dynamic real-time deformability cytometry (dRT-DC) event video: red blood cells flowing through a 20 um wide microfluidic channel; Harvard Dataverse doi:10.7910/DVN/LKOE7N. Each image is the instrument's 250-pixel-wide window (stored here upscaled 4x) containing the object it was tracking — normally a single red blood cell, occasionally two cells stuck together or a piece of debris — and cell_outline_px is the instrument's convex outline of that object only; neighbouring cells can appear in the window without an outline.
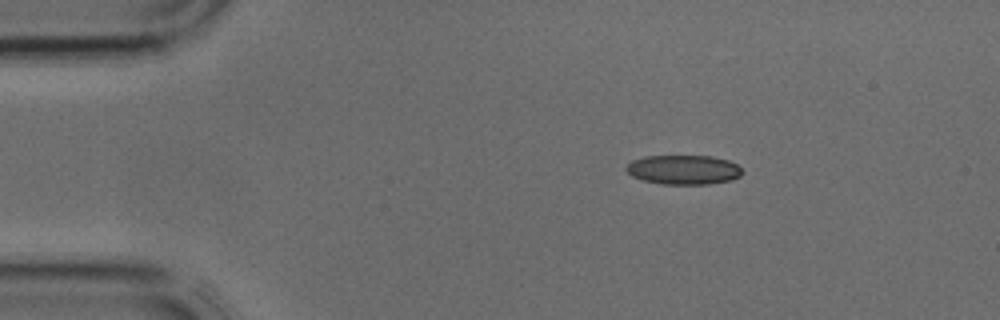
{"species": "common noctule bat (a hibernating species)", "species_latin": "Nyctalus noctula", "temperature_condition": "cold", "stored_images_in_passage": 2, "camera_frame_rate_fps": 3000, "um_per_image_px": 0.085, "animal": {"sex": "male", "body_mass_g": 17.9, "forearm_length_mm": 54.2}, "frame": {"image": 1, "passage_image": 1, "time_ms": 0.0, "image_size_px": [1000, 320], "cell_outline_px": [[744, 172], [740, 176], [732, 180], [708, 184], [664, 184], [644, 180], [632, 176], [624, 168], [632, 160], [644, 156], [712, 156], [728, 160], [736, 164]], "centroid_in_image_um": [58.11, 14.42], "position_along_channel_um": 26.9, "area_um2": 19.88}}